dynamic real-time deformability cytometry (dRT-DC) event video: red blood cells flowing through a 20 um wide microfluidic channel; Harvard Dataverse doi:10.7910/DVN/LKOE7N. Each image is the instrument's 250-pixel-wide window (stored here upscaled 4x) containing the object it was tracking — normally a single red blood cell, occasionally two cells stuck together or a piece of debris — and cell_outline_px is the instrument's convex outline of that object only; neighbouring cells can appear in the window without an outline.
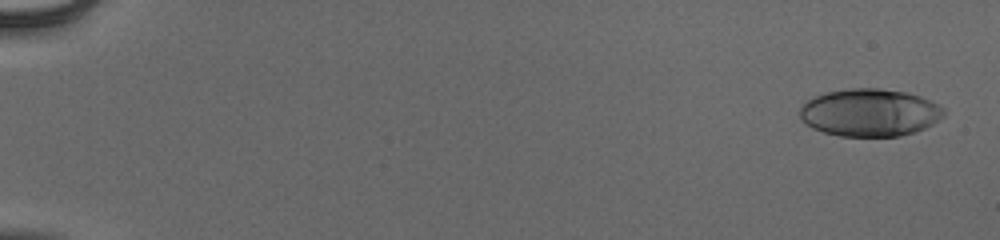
{"species": "human", "species_latin": "Homo sapiens", "temperature_condition": "cold", "stored_images_in_passage": 54, "camera_frame_rate_fps": 3000, "um_per_image_px": 0.085, "donor": {"sex": "male"}, "frame": {"image": 1, "passage_image": 2, "time_ms": 0.333, "image_size_px": [1000, 240], "cell_outline_px": [[944, 116], [932, 124], [924, 128], [900, 136], [840, 136], [824, 132], [812, 128], [804, 124], [800, 116], [800, 108], [804, 100], [828, 92], [848, 88], [880, 88], [904, 92], [920, 96], [940, 104], [944, 108]], "centroid_in_image_um": [73.91, 9.56], "position_along_channel_um": 11.1, "area_um2": 40.06}}
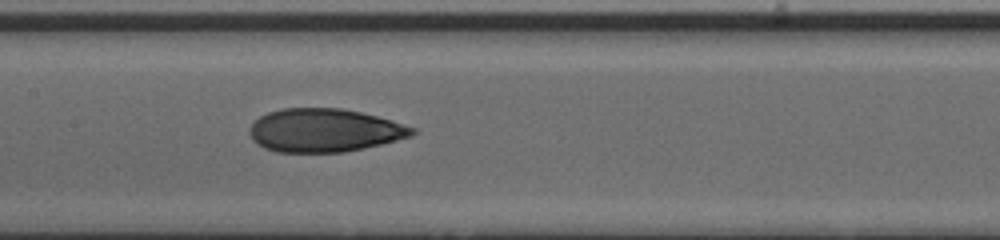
{"frame": {"image": 2, "passage_image": 29, "time_ms": 9.333, "image_size_px": [1000, 240], "cell_outline_px": [[416, 132], [412, 136], [364, 148], [344, 152], [276, 152], [264, 148], [252, 140], [248, 132], [248, 128], [260, 116], [268, 112], [284, 108], [340, 108], [360, 112], [392, 120], [416, 128]], "centroid_in_image_um": [27.55, 11.08], "position_along_channel_um": 179.8, "area_um2": 41.1}}
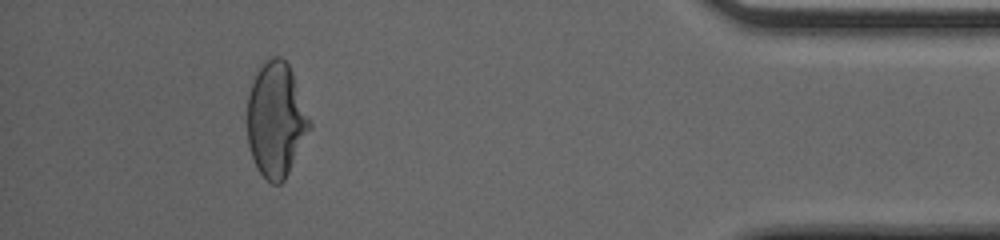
{"frame": {"image": 3, "passage_image": 50, "time_ms": 16.333, "image_size_px": [1000, 240], "cell_outline_px": [[312, 128], [284, 180], [280, 184], [272, 184], [260, 172], [252, 156], [248, 144], [248, 96], [252, 80], [260, 64], [272, 56], [280, 56], [288, 64], [312, 124]], "centroid_in_image_um": [23.46, 10.17], "position_along_channel_um": 411.7, "area_um2": 41.38}, "authors_computed_cell_mechanics": {"area_um2": 40.6334, "velocity_mm_per_s": 3.9647, "shape_relaxation_time_tau1_ms": 7.0208, "shape_relaxation_time_tau2_ms": 1.2918, "deformation_change_tau1": 0.2399, "deformation_change_tau2": 0.0668}}